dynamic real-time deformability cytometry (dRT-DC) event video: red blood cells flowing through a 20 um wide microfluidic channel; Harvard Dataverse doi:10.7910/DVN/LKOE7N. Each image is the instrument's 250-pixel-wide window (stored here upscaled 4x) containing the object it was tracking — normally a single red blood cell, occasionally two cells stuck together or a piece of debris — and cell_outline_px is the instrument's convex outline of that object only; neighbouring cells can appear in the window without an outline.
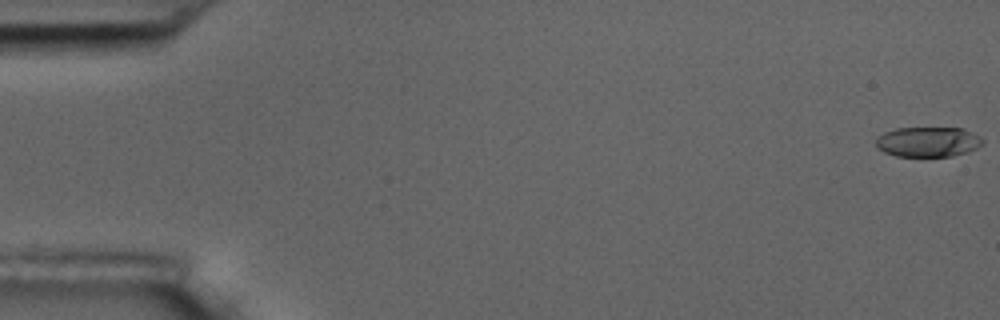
{"species": "common noctule bat (a hibernating species)", "species_latin": "Nyctalus noctula", "temperature_condition": "room temperature", "stored_images_in_passage": 56, "camera_frame_rate_fps": 3000, "um_per_image_px": 0.085, "animal": {"sex": "male", "body_mass_g": 17.5, "forearm_length_mm": 52.3}, "frame": {"image": 1, "passage_image": 1, "time_ms": 0.0, "image_size_px": [1000, 320], "cell_outline_px": [[984, 144], [968, 152], [952, 156], [896, 156], [884, 152], [876, 148], [876, 136], [884, 132], [896, 128], [964, 128], [980, 136], [984, 140]], "centroid_in_image_um": [78.88, 12.05], "position_along_channel_um": 6.1, "area_um2": 18.9}}
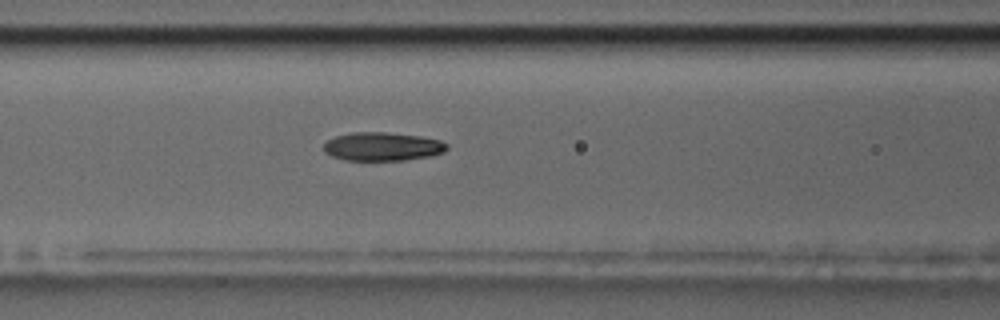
{"frame": {"image": 2, "passage_image": 24, "time_ms": 7.667, "image_size_px": [1000, 320], "cell_outline_px": [[448, 148], [444, 152], [432, 156], [404, 160], [344, 160], [332, 156], [324, 152], [324, 144], [328, 140], [336, 136], [352, 132], [388, 132], [420, 136], [440, 140], [448, 144]], "centroid_in_image_um": [32.53, 12.45], "position_along_channel_um": 134.1, "area_um2": 20.58}}
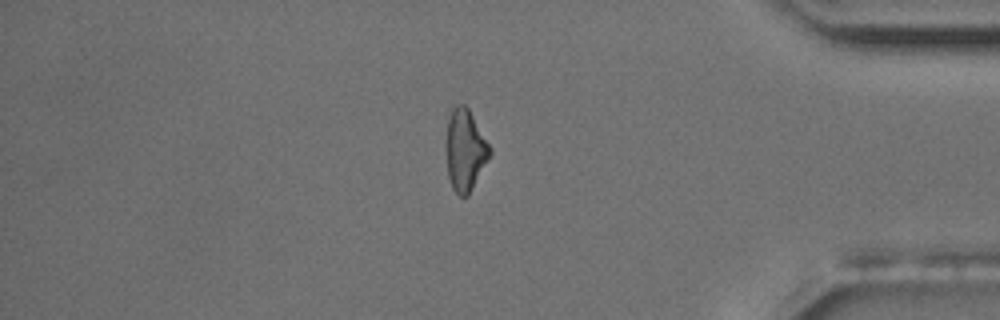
{"frame": {"image": 3, "passage_image": 48, "time_ms": 15.667, "image_size_px": [1000, 320], "cell_outline_px": [[492, 152], [488, 160], [468, 196], [460, 196], [452, 188], [448, 176], [444, 148], [444, 144], [448, 120], [452, 108], [456, 104], [464, 104], [468, 108], [492, 148]], "centroid_in_image_um": [39.51, 12.75], "position_along_channel_um": 395.7, "area_um2": 21.15}, "authors_computed_cell_mechanics": {"area_um2": 20.6346, "velocity_mm_per_s": 3.638, "shape_relaxation_time_tau1_ms": 4.4646, "shape_relaxation_time_tau2_ms": 2.7254, "deformation_change_tau1": 0.1609, "deformation_change_tau2": 0.0905}}